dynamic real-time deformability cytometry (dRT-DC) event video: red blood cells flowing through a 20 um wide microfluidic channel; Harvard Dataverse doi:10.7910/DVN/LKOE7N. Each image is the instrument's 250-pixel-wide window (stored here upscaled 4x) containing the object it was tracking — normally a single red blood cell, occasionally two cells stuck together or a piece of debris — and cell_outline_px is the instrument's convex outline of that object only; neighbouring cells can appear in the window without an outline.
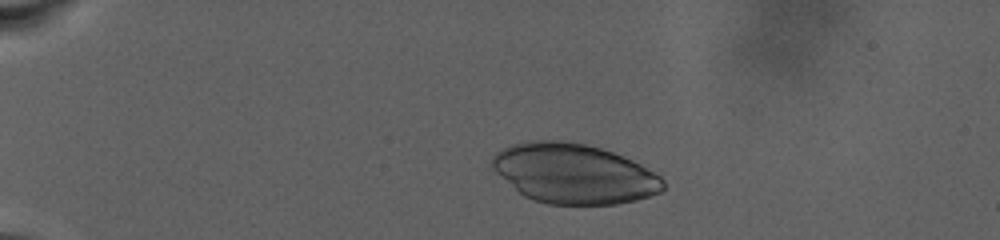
{"species": "human", "species_latin": "Homo sapiens", "temperature_condition": "warm", "stored_images_in_passage": 54, "camera_frame_rate_fps": 3000, "um_per_image_px": 0.085, "donor": {"sex": "male"}, "frame": {"image": 1, "passage_image": 8, "time_ms": 2.333, "image_size_px": [1000, 240], "cell_outline_px": [[664, 188], [660, 192], [636, 200], [616, 204], [548, 204], [524, 196], [496, 172], [488, 164], [492, 156], [496, 152], [512, 144], [528, 140], [564, 140], [584, 144], [600, 148], [612, 152], [632, 160], [640, 164], [660, 176], [664, 180]], "centroid_in_image_um": [48.75, 14.74], "position_along_channel_um": 36.2, "area_um2": 59.48}}
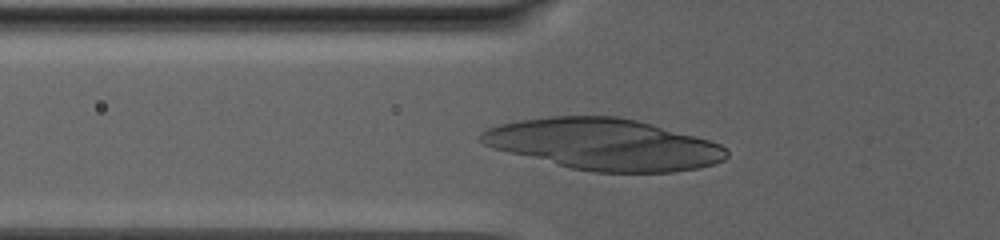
{"frame": {"image": 2, "passage_image": 19, "time_ms": 6.0, "image_size_px": [1000, 240], "cell_outline_px": [[728, 156], [724, 160], [700, 168], [672, 172], [596, 172], [572, 168], [492, 148], [484, 144], [476, 136], [480, 132], [488, 128], [500, 124], [516, 120], [548, 116], [616, 116], [636, 120], [652, 124], [708, 140], [720, 144], [728, 148]], "centroid_in_image_um": [51.31, 12.26], "position_along_channel_um": 74.5, "area_um2": 73.17}}
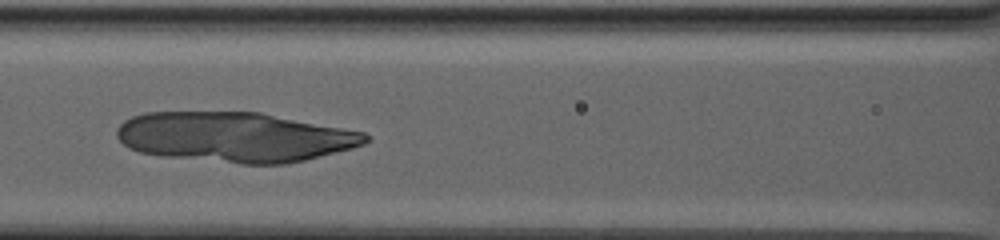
{"frame": {"image": 3, "passage_image": 26, "time_ms": 8.333, "image_size_px": [1000, 240], "cell_outline_px": [[368, 140], [364, 144], [352, 148], [304, 160], [284, 164], [240, 164], [164, 156], [140, 152], [128, 148], [116, 136], [116, 128], [124, 120], [132, 116], [144, 112], [260, 112], [344, 128], [364, 132], [368, 136]], "centroid_in_image_um": [19.93, 11.64], "position_along_channel_um": 146.7, "area_um2": 72.37}}